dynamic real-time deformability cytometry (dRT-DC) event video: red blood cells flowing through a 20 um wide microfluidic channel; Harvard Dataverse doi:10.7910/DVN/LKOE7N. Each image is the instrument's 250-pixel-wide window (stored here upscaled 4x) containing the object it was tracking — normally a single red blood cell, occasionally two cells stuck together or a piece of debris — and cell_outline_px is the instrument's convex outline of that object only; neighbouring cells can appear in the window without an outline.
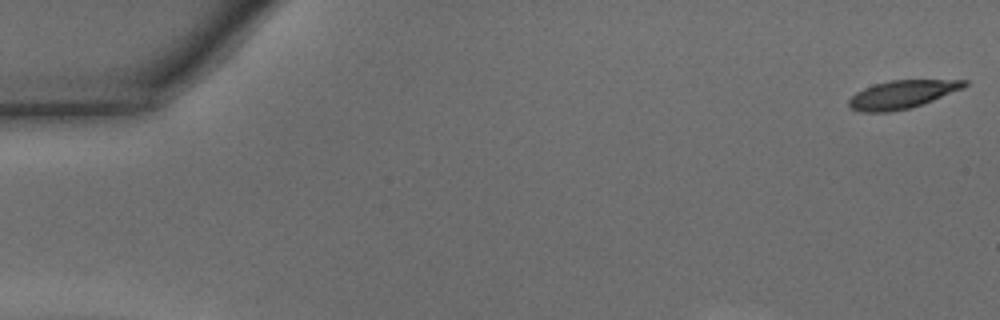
{"species": "common noctule bat (a hibernating species)", "species_latin": "Nyctalus noctula", "temperature_condition": "warm", "stored_images_in_passage": 32, "camera_frame_rate_fps": 3000, "um_per_image_px": 0.085, "animal": {"sex": "male", "body_mass_g": 15.6}, "frame": {"image": 1, "passage_image": 1, "time_ms": 0.0, "image_size_px": [1000, 320], "cell_outline_px": [[968, 84], [964, 88], [932, 100], [908, 108], [888, 112], [860, 112], [852, 108], [848, 104], [848, 100], [856, 92], [864, 88], [876, 84], [892, 80], [968, 80]], "centroid_in_image_um": [76.67, 8.02], "position_along_channel_um": 8.3, "area_um2": 18.61}}
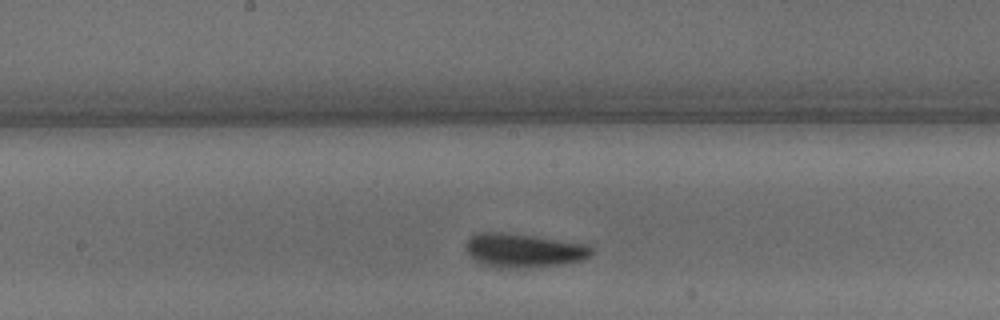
{"frame": {"image": 2, "passage_image": 20, "time_ms": 6.333, "image_size_px": [1000, 320], "cell_outline_px": [[592, 252], [584, 260], [560, 264], [520, 268], [496, 268], [484, 264], [476, 260], [464, 248], [464, 244], [476, 232], [500, 232], [536, 236], [588, 244], [592, 248]], "centroid_in_image_um": [44.5, 21.27], "position_along_channel_um": 203.7, "area_um2": 24.8}}
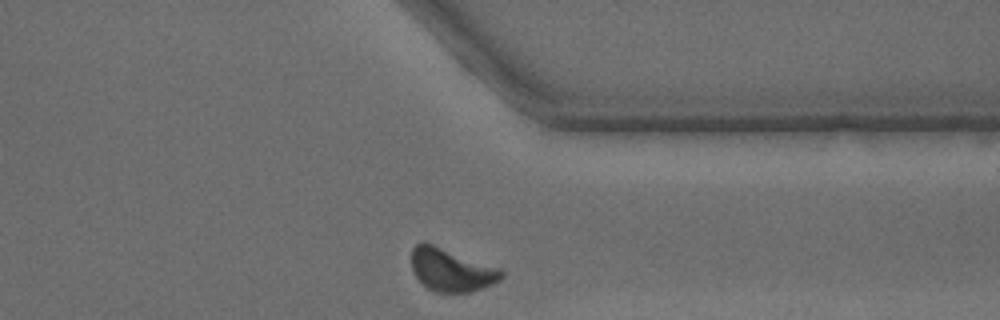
{"frame": {"image": 3, "passage_image": 32, "time_ms": 10.333, "image_size_px": [1000, 320], "cell_outline_px": [[504, 276], [500, 280], [492, 284], [472, 292], [432, 292], [412, 272], [412, 248], [416, 244], [424, 240], [500, 268], [504, 272]], "centroid_in_image_um": [38.36, 22.92], "position_along_channel_um": 373.0, "area_um2": 22.72}, "authors_computed_cell_mechanics": {"area_um2": 22.9177, "velocity_mm_per_s": 4.3004, "shape_relaxation_time_tau1_ms": 2.5292, "shape_relaxation_time_tau2_ms": null, "deformation_change_tau1": 0.0897, "deformation_change_tau2": null}}